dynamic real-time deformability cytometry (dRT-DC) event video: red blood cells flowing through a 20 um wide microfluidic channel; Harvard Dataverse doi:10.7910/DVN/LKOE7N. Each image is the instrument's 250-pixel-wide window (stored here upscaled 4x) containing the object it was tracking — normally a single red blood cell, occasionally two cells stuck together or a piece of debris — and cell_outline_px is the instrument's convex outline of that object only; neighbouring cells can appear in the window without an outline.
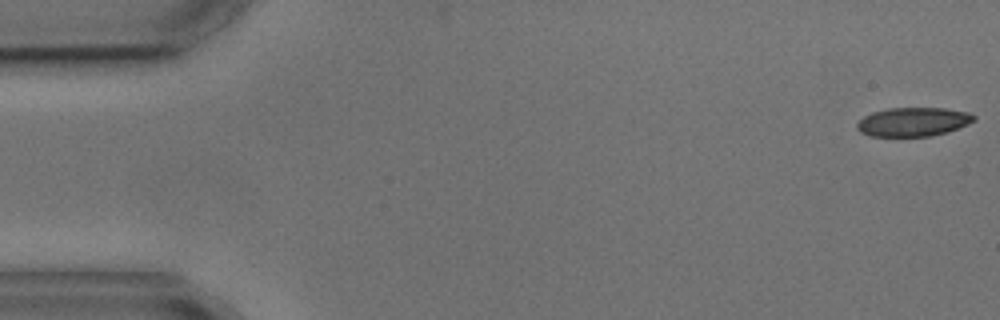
{"species": "common noctule bat (a hibernating species)", "species_latin": "Nyctalus noctula", "temperature_condition": "cold", "stored_images_in_passage": 3, "camera_frame_rate_fps": 3000, "um_per_image_px": 0.085, "animal": {"sex": "male", "body_mass_g": 17.9, "forearm_length_mm": 54.2}, "frame": {"image": 1, "passage_image": 1, "time_ms": 0.0, "image_size_px": [1000, 320], "cell_outline_px": [[976, 120], [968, 124], [948, 132], [932, 136], [872, 136], [860, 132], [856, 128], [856, 124], [864, 116], [872, 112], [888, 108], [944, 108], [968, 112], [976, 116]], "centroid_in_image_um": [77.63, 10.35], "position_along_channel_um": 7.4, "area_um2": 19.77}}